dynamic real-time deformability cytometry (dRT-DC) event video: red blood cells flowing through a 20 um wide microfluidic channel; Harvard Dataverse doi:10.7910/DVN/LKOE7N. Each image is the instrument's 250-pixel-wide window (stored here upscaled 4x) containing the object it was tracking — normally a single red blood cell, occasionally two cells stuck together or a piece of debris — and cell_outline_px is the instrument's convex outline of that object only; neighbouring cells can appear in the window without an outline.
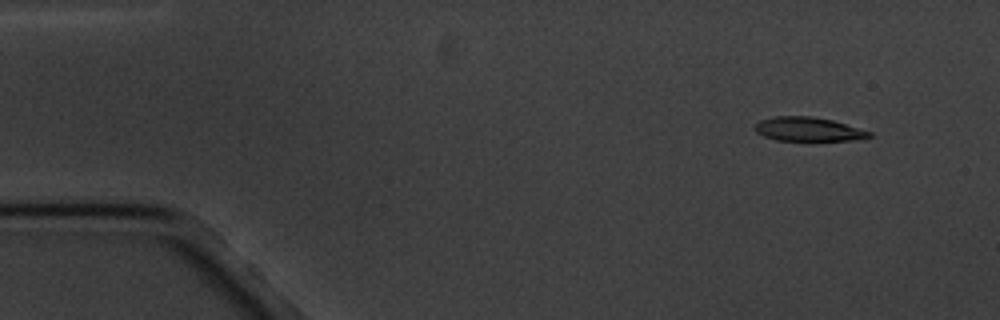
{"species": "common noctule bat (a hibernating species)", "species_latin": "Nyctalus noctula", "temperature_condition": "cold", "stored_images_in_passage": 4, "camera_frame_rate_fps": 3000, "um_per_image_px": 0.085, "animal": {"sex": "male", "body_mass_g": 20.1, "forearm_length_mm": 53.5}, "frame": {"image": 1, "passage_image": 1, "time_ms": 0.0, "image_size_px": [1000, 320], "cell_outline_px": [[872, 136], [852, 140], [776, 140], [764, 136], [756, 132], [756, 124], [760, 120], [776, 116], [812, 116], [832, 120], [872, 132]], "centroid_in_image_um": [68.69, 10.98], "position_along_channel_um": 16.3, "area_um2": 15.72}}
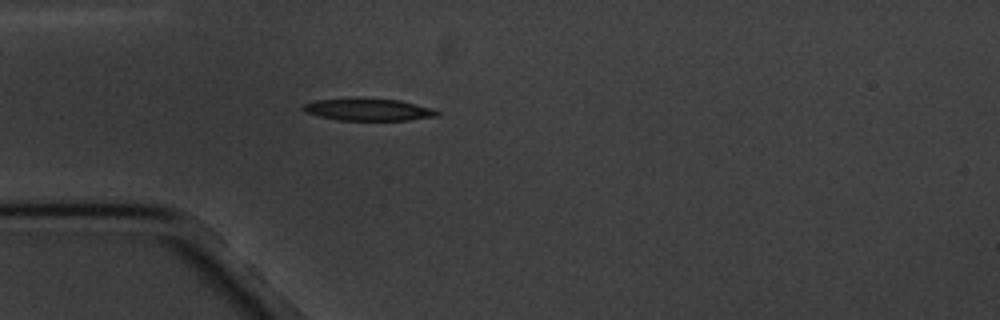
{"frame": {"image": 2, "passage_image": 4, "time_ms": 3.667, "image_size_px": [1000, 320], "cell_outline_px": [[440, 112], [436, 116], [408, 120], [336, 120], [304, 112], [300, 108], [304, 104], [316, 100], [400, 100], [432, 108]], "centroid_in_image_um": [31.31, 9.35], "position_along_channel_um": 53.7, "area_um2": 16.59}}